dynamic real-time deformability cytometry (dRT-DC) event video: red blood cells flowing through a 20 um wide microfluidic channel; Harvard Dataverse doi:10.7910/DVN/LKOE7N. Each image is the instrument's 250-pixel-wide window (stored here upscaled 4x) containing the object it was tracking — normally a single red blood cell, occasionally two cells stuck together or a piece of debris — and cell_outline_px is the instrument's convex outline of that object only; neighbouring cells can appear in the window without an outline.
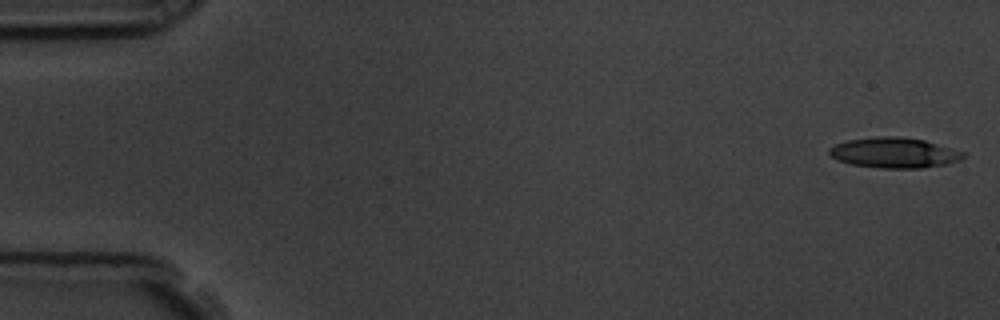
{"species": "common noctule bat (a hibernating species)", "species_latin": "Nyctalus noctula", "temperature_condition": "room temperature", "stored_images_in_passage": 56, "camera_frame_rate_fps": 3000, "um_per_image_px": 0.085, "animal": {"sex": "male", "body_mass_g": 19.5, "forearm_length_mm": 54.6}, "frame": {"image": 1, "passage_image": 1, "time_ms": 0.0, "image_size_px": [1000, 320], "cell_outline_px": [[968, 152], [960, 160], [948, 164], [924, 168], [880, 168], [848, 164], [836, 160], [828, 152], [828, 148], [836, 144], [848, 140], [884, 136], [896, 136], [924, 140]], "centroid_in_image_um": [76.04, 12.99], "position_along_channel_um": 9.0, "area_um2": 23.93}}
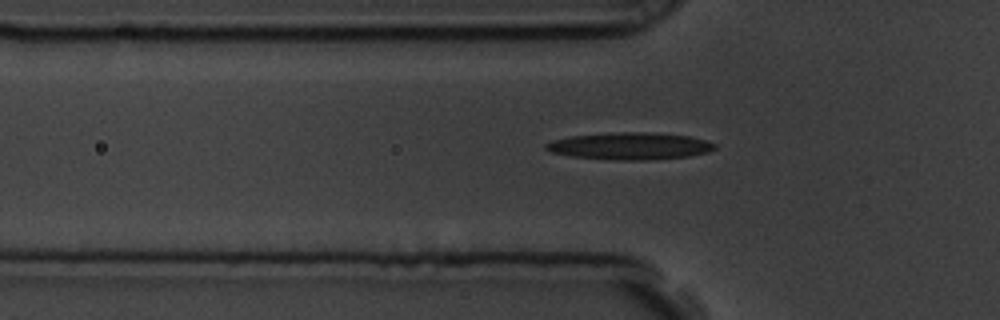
{"frame": {"image": 2, "passage_image": 18, "time_ms": 5.667, "image_size_px": [1000, 320], "cell_outline_px": [[716, 148], [708, 152], [688, 156], [648, 160], [616, 160], [572, 156], [552, 152], [544, 148], [544, 144], [568, 136], [612, 132], [648, 132], [688, 136], [708, 140], [716, 144]], "centroid_in_image_um": [53.56, 12.41], "position_along_channel_um": 72.2, "area_um2": 26.65}}
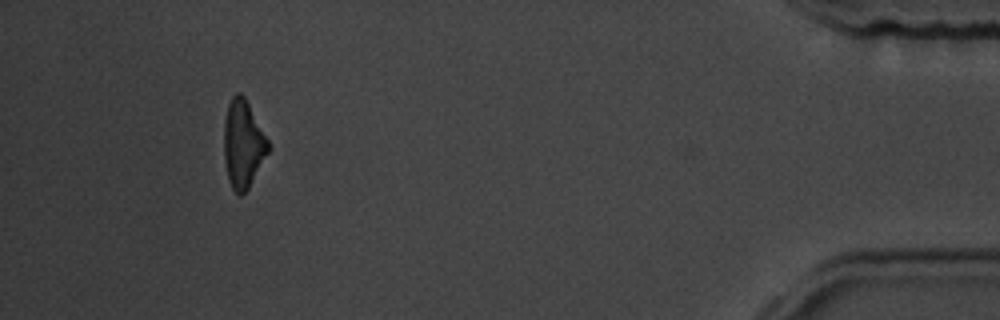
{"frame": {"image": 3, "passage_image": 52, "time_ms": 17.0, "image_size_px": [1000, 320], "cell_outline_px": [[268, 152], [248, 188], [240, 196], [232, 188], [228, 180], [224, 160], [224, 120], [228, 104], [232, 96], [236, 92], [240, 92], [244, 96], [268, 140]], "centroid_in_image_um": [20.63, 12.23], "position_along_channel_um": 414.6, "area_um2": 22.31}, "authors_computed_cell_mechanics": {"area_um2": 24.2471, "velocity_mm_per_s": 3.6015, "shape_relaxation_time_tau1_ms": 7.0975, "shape_relaxation_time_tau2_ms": null, "deformation_change_tau1": 0.1656, "deformation_change_tau2": null}}